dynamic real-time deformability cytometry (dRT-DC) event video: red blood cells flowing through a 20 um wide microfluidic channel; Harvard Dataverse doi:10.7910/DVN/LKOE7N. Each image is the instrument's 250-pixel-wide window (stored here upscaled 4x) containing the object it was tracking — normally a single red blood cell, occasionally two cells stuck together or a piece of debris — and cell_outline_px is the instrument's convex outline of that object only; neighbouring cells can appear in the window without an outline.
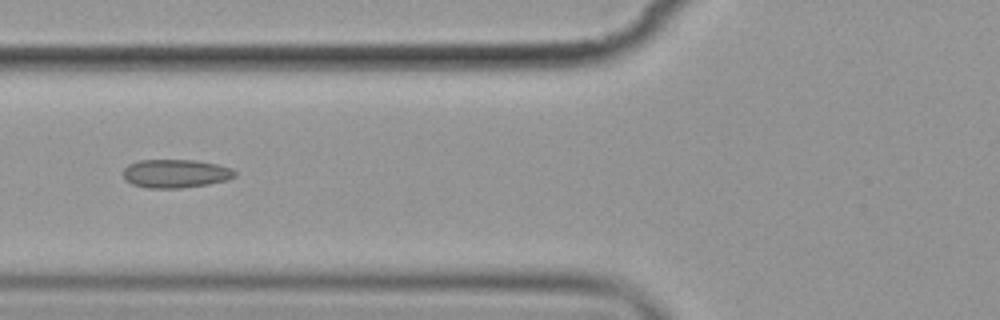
{"species": "common noctule bat (a hibernating species)", "species_latin": "Nyctalus noctula", "temperature_condition": "cold", "stored_images_in_passage": 7, "camera_frame_rate_fps": 3000, "um_per_image_px": 0.085, "animal": {"sex": "female", "body_mass_g": 19.9}, "frame": {"image": 1, "passage_image": 7, "time_ms": 7.0, "image_size_px": [1000, 320], "cell_outline_px": [[236, 176], [228, 180], [208, 184], [180, 188], [148, 188], [132, 184], [124, 180], [124, 168], [128, 164], [140, 160], [196, 160], [216, 164], [228, 168], [236, 172]], "centroid_in_image_um": [14.9, 14.75], "position_along_channel_um": 110.9, "area_um2": 18.5}}